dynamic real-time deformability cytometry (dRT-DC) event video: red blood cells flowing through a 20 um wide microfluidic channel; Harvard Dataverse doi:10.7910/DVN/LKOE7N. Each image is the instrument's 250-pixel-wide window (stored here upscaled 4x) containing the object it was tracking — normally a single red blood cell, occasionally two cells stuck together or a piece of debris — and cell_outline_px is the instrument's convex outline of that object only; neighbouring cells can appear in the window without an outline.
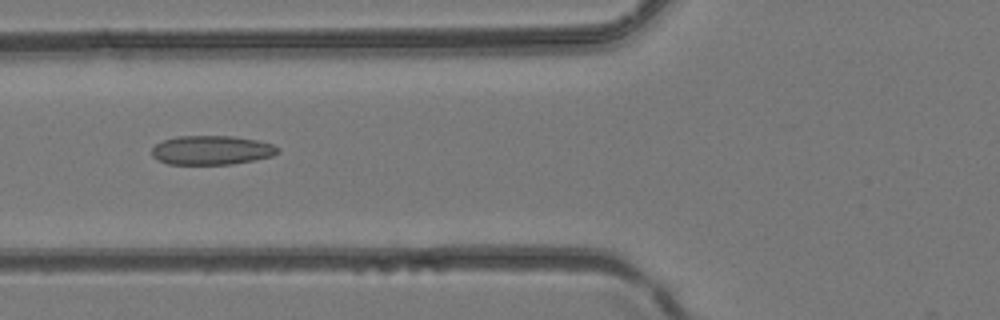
{"species": "common noctule bat (a hibernating species)", "species_latin": "Nyctalus noctula", "temperature_condition": "room temperature", "stored_images_in_passage": 42, "camera_frame_rate_fps": 3000, "um_per_image_px": 0.085, "animal": {"sex": "female", "body_mass_g": 24.6, "forearm_length_mm": 56.2}, "frame": {"image": 1, "passage_image": 17, "time_ms": 5.333, "image_size_px": [1000, 320], "cell_outline_px": [[280, 152], [272, 156], [232, 164], [168, 164], [152, 156], [152, 148], [156, 144], [164, 140], [176, 136], [232, 136], [256, 140], [272, 144], [280, 148]], "centroid_in_image_um": [18.0, 12.76], "position_along_channel_um": 107.8, "area_um2": 21.27}}
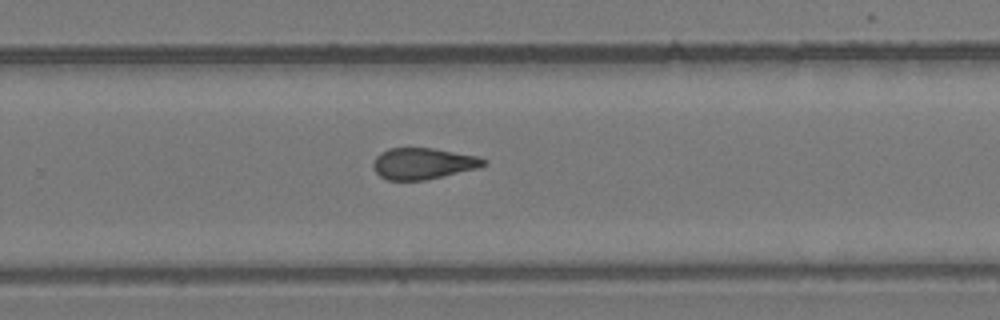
{"frame": {"image": 2, "passage_image": 28, "time_ms": 9.0, "image_size_px": [1000, 320], "cell_outline_px": [[488, 164], [480, 168], [424, 180], [388, 180], [380, 176], [376, 172], [372, 164], [376, 156], [380, 152], [388, 148], [432, 148], [480, 156], [488, 160]], "centroid_in_image_um": [36.01, 13.89], "position_along_channel_um": 293.8, "area_um2": 20.35}}
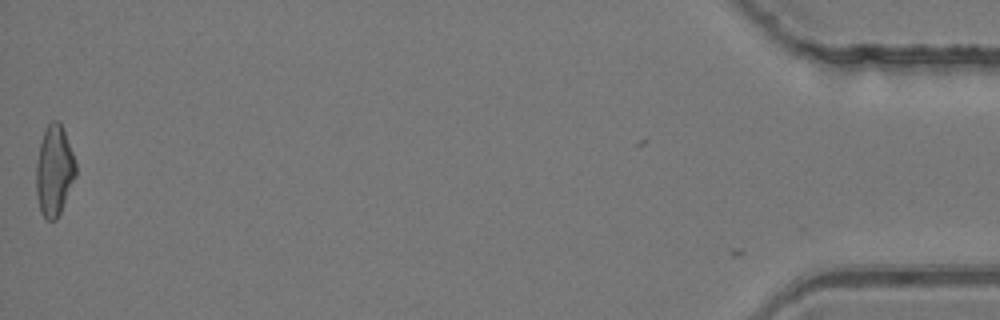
{"frame": {"image": 3, "passage_image": 42, "time_ms": 13.667, "image_size_px": [1000, 320], "cell_outline_px": [[76, 176], [60, 212], [56, 220], [48, 220], [40, 212], [36, 196], [36, 164], [40, 144], [44, 132], [48, 124], [52, 120], [60, 120], [72, 152], [76, 164]], "centroid_in_image_um": [4.6, 14.51], "position_along_channel_um": 430.6, "area_um2": 20.81}}